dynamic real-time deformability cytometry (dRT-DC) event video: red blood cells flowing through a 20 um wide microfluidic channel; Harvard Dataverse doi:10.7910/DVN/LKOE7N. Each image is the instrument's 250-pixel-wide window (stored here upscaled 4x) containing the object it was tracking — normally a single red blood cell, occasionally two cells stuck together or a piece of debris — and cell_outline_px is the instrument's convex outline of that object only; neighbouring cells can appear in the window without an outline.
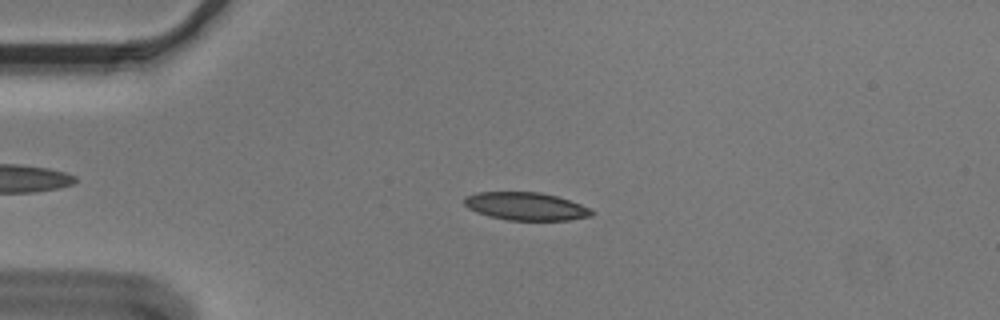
{"species": "Egyptian fruit bat (a non-hibernating species)", "species_latin": "Rousettus aegyptiacus", "temperature_condition": "cold", "stored_images_in_passage": 16, "camera_frame_rate_fps": 3000, "um_per_image_px": 0.085, "animal": {"sex": "male"}, "frame": {"image": 1, "passage_image": 12, "time_ms": 3.667, "image_size_px": [1000, 320], "cell_outline_px": [[596, 212], [592, 216], [568, 220], [508, 220], [488, 216], [476, 212], [468, 208], [464, 204], [464, 196], [476, 192], [540, 192], [556, 196], [592, 208]], "centroid_in_image_um": [44.7, 17.53], "position_along_channel_um": 40.3, "area_um2": 20.87}}